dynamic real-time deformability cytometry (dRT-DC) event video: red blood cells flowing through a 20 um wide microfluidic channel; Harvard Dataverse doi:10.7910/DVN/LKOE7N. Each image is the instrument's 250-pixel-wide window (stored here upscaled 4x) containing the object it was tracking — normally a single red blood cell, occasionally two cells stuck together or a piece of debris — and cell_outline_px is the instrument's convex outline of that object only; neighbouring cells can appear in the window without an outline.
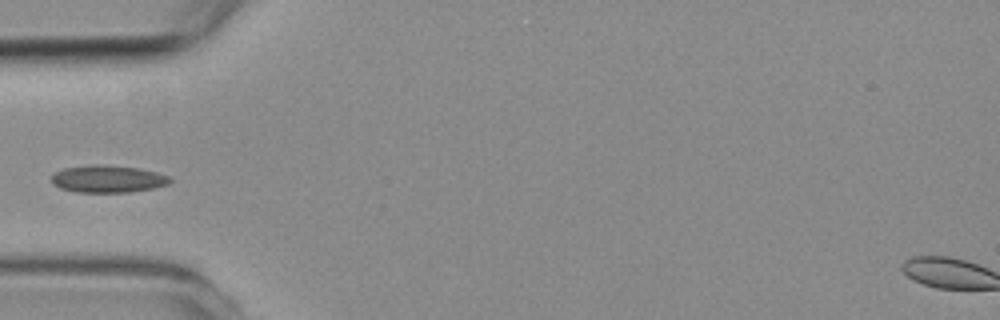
{"species": "common noctule bat (a hibernating species)", "species_latin": "Nyctalus noctula", "temperature_condition": "room temperature", "stored_images_in_passage": 5, "camera_frame_rate_fps": 3000, "um_per_image_px": 0.085, "animal": {"sex": "female", "body_mass_g": 19.3, "forearm_length_mm": 54.1}, "frame": {"image": 1, "passage_image": 5, "time_ms": 4.333, "image_size_px": [1000, 320], "cell_outline_px": [[172, 180], [168, 184], [152, 188], [128, 192], [76, 192], [60, 188], [52, 184], [52, 176], [56, 172], [64, 168], [92, 164], [104, 164], [140, 168], [172, 176]], "centroid_in_image_um": [9.18, 15.2], "position_along_channel_um": 75.8, "area_um2": 18.96}}